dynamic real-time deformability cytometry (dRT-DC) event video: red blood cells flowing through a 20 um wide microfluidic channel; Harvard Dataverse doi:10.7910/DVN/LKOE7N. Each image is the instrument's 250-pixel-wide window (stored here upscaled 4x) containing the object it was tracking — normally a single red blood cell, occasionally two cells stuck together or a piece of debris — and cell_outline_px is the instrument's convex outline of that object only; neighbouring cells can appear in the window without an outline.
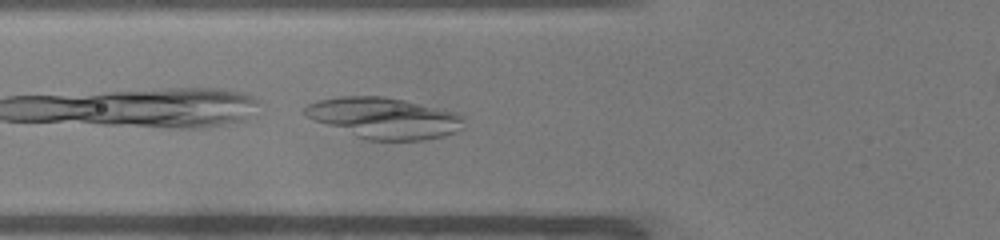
{"species": "common noctule bat (a hibernating species)", "species_latin": "Nyctalus noctula", "temperature_condition": "warm", "stored_images_in_passage": 15, "camera_frame_rate_fps": 3000, "um_per_image_px": 0.085, "animal": {"sex": "male", "body_mass_g": 19.0, "forearm_length_mm": 50.8}, "frame": {"image": 1, "passage_image": 3, "time_ms": 0.667, "image_size_px": [1000, 240], "cell_outline_px": [[464, 128], [456, 132], [444, 136], [424, 140], [368, 140], [356, 136], [316, 120], [308, 116], [304, 112], [304, 108], [308, 104], [316, 100], [340, 96], [384, 96], [404, 100], [456, 112], [464, 116]], "centroid_in_image_um": [32.72, 10.02], "position_along_channel_um": 93.1, "area_um2": 37.74}}
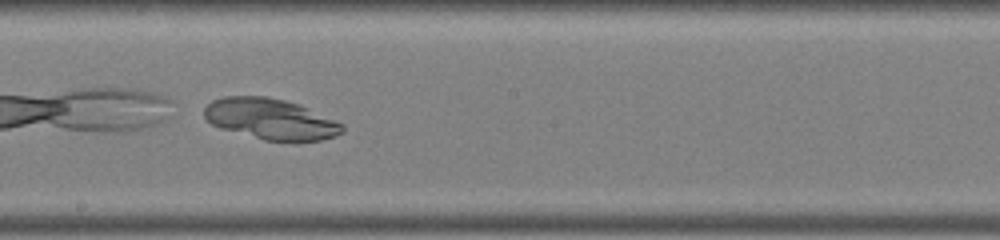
{"frame": {"image": 2, "passage_image": 13, "time_ms": 4.0, "image_size_px": [1000, 240], "cell_outline_px": [[344, 132], [336, 136], [320, 140], [264, 140], [220, 128], [212, 124], [204, 116], [204, 108], [212, 100], [224, 96], [268, 96], [300, 104], [344, 124]], "centroid_in_image_um": [23.01, 10.1], "position_along_channel_um": 225.2, "area_um2": 32.77}}